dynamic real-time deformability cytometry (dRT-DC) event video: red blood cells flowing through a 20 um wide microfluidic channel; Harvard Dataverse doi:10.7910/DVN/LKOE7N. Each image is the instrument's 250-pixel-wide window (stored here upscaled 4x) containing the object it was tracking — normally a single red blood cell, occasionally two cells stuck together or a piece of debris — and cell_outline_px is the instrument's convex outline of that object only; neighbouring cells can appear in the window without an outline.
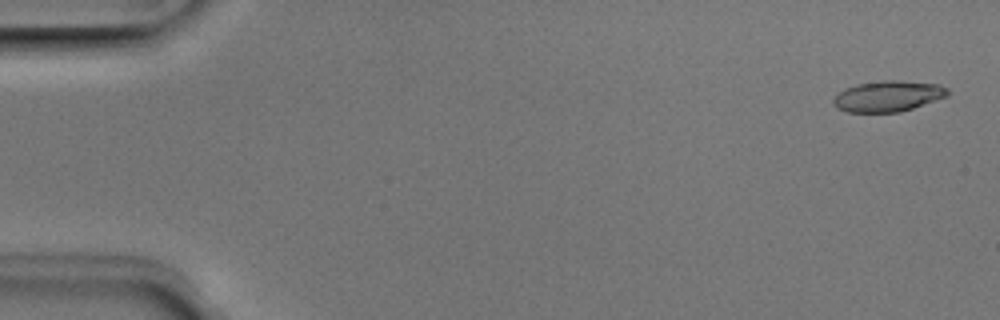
{"species": "Egyptian fruit bat (a non-hibernating species)", "species_latin": "Rousettus aegyptiacus", "temperature_condition": "room temperature", "stored_images_in_passage": 51, "camera_frame_rate_fps": 3000, "um_per_image_px": 0.085, "animal": {"sex": "male"}, "frame": {"image": 1, "passage_image": 2, "time_ms": 0.333, "image_size_px": [1000, 320], "cell_outline_px": [[948, 96], [900, 112], [848, 112], [836, 108], [832, 104], [832, 100], [844, 88], [856, 84], [880, 80], [896, 80], [940, 84], [948, 88]], "centroid_in_image_um": [75.46, 8.17], "position_along_channel_um": 9.5, "area_um2": 20.63}}
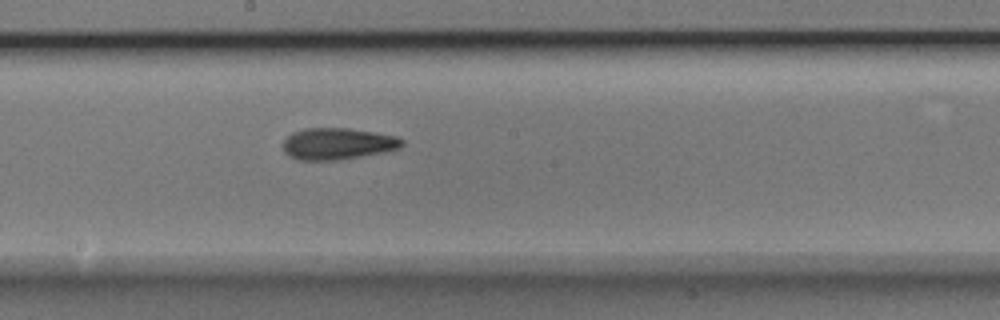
{"frame": {"image": 2, "passage_image": 28, "time_ms": 9.0, "image_size_px": [1000, 320], "cell_outline_px": [[404, 144], [400, 148], [384, 152], [336, 160], [300, 160], [288, 156], [284, 152], [284, 140], [292, 132], [304, 128], [348, 128], [376, 132], [396, 136], [404, 140]], "centroid_in_image_um": [28.7, 12.21], "position_along_channel_um": 219.5, "area_um2": 21.96}}
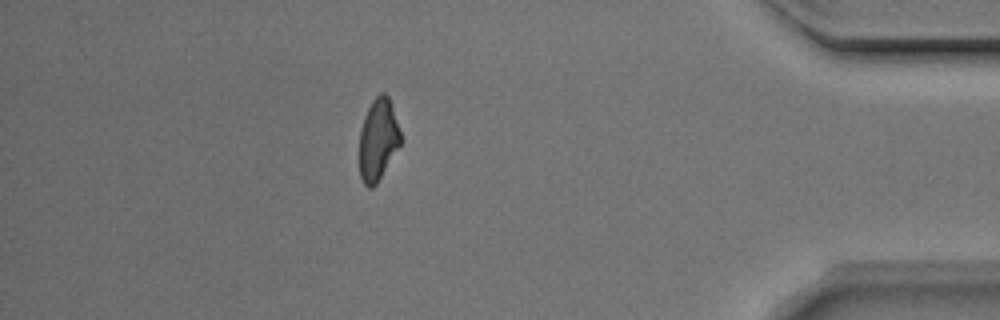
{"frame": {"image": 3, "passage_image": 45, "time_ms": 14.667, "image_size_px": [1000, 320], "cell_outline_px": [[400, 144], [376, 184], [372, 188], [368, 188], [364, 184], [360, 176], [360, 128], [364, 116], [372, 100], [380, 92], [384, 92], [388, 96], [400, 132]], "centroid_in_image_um": [32.11, 11.86], "position_along_channel_um": 403.1, "area_um2": 19.25}, "authors_computed_cell_mechanics": {"area_um2": 20.9814, "velocity_mm_per_s": 3.9896, "shape_relaxation_time_tau1_ms": 6.287, "shape_relaxation_time_tau2_ms": 3.3088, "deformation_change_tau1": 0.1709, "deformation_change_tau2": 0.1128}}